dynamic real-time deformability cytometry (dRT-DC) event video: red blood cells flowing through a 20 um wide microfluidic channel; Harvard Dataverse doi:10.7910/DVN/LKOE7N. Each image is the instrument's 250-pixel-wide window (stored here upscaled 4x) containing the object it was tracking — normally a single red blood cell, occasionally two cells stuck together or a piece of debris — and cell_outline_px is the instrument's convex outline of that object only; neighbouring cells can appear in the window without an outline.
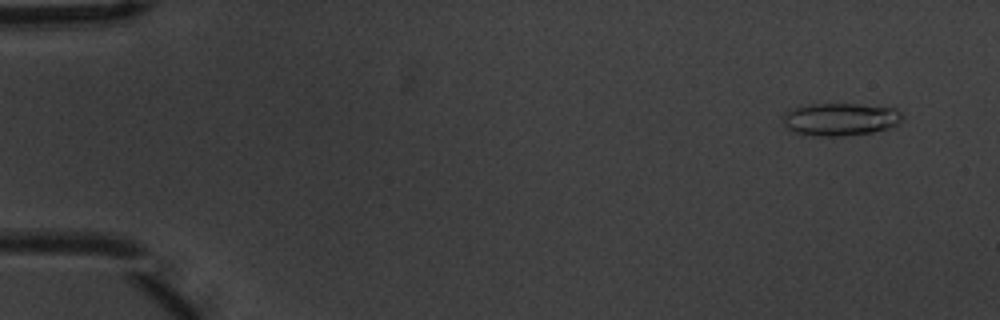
{"species": "common noctule bat (a hibernating species)", "species_latin": "Nyctalus noctula", "temperature_condition": "warm", "stored_images_in_passage": 10, "camera_frame_rate_fps": 3000, "um_per_image_px": 0.085, "animal": {"sex": "male", "body_mass_g": 20.1, "forearm_length_mm": 53.5}, "frame": {"image": 1, "passage_image": 2, "time_ms": 0.333, "image_size_px": [1000, 320], "cell_outline_px": [[904, 120], [888, 128], [872, 132], [844, 136], [820, 136], [796, 132], [788, 128], [784, 124], [784, 112], [796, 108], [812, 104], [856, 104], [896, 108], [904, 116]], "centroid_in_image_um": [71.48, 10.14], "position_along_channel_um": 13.5, "area_um2": 22.48}}
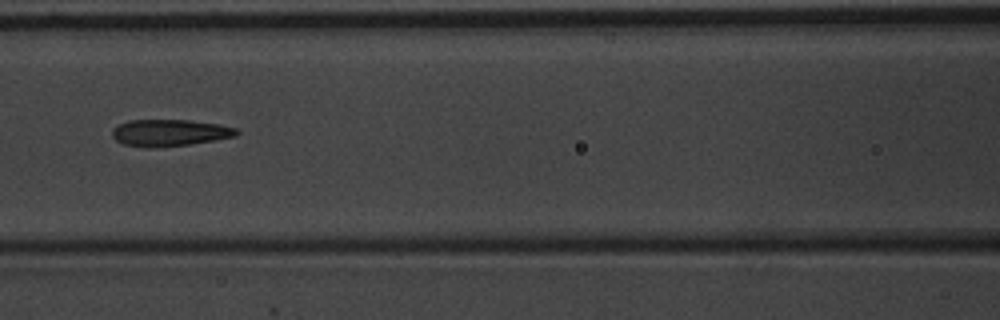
{"frame": {"image": 2, "passage_image": 7, "time_ms": 2.0, "image_size_px": [1000, 320], "cell_outline_px": [[240, 132], [236, 136], [188, 144], [152, 148], [148, 148], [124, 144], [116, 140], [112, 136], [112, 128], [128, 120], [188, 120], [220, 124], [236, 128]], "centroid_in_image_um": [14.4, 11.28], "position_along_channel_um": 152.2, "area_um2": 19.31}}
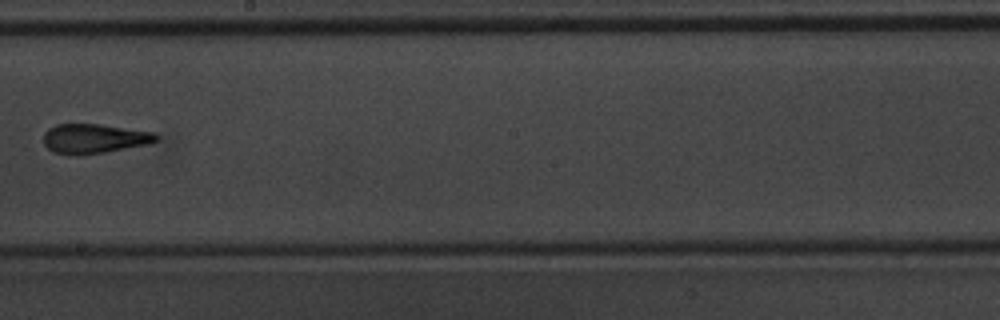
{"frame": {"image": 3, "passage_image": 9, "time_ms": 2.667, "image_size_px": [1000, 320], "cell_outline_px": [[160, 140], [152, 144], [104, 152], [52, 152], [44, 144], [44, 132], [48, 128], [56, 124], [100, 124], [156, 132], [160, 136]], "centroid_in_image_um": [8.12, 11.73], "position_along_channel_um": 240.1, "area_um2": 19.07}}